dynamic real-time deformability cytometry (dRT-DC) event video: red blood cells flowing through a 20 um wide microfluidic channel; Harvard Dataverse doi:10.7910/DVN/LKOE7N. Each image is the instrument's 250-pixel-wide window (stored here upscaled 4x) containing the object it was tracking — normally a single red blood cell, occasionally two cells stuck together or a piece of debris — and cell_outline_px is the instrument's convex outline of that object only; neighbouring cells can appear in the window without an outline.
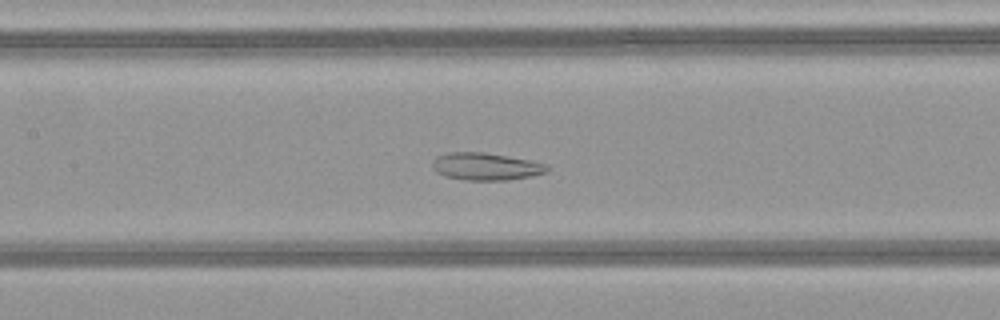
{"species": "common noctule bat (a hibernating species)", "species_latin": "Nyctalus noctula", "temperature_condition": "warm", "stored_images_in_passage": 49, "camera_frame_rate_fps": 3000, "um_per_image_px": 0.085, "animal": {"sex": "female", "body_mass_g": 21.9}, "frame": {"image": 1, "passage_image": 23, "time_ms": 7.333, "image_size_px": [1000, 320], "cell_outline_px": [[548, 172], [532, 176], [508, 180], [464, 180], [444, 176], [436, 172], [432, 168], [432, 160], [436, 156], [448, 152], [484, 152], [528, 160], [548, 164]], "centroid_in_image_um": [41.26, 14.15], "position_along_channel_um": 166.1, "area_um2": 18.44}}
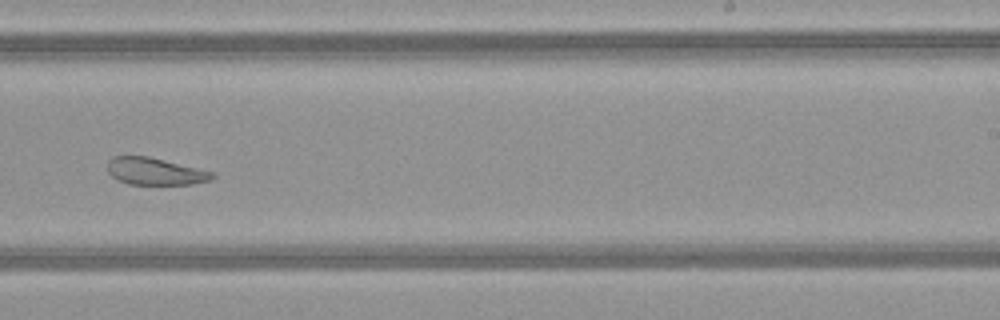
{"frame": {"image": 2, "passage_image": 31, "time_ms": 10.0, "image_size_px": [1000, 320], "cell_outline_px": [[216, 176], [212, 180], [192, 184], [128, 184], [112, 176], [108, 172], [108, 160], [112, 156], [148, 156], [216, 172]], "centroid_in_image_um": [13.23, 14.56], "position_along_channel_um": 275.8, "area_um2": 16.65}}
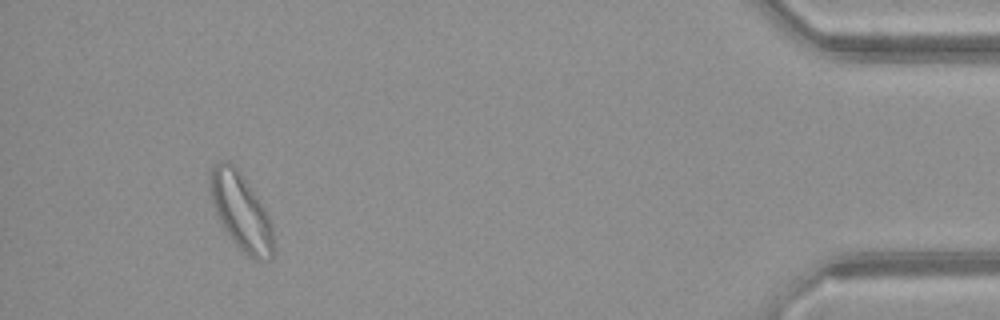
{"frame": {"image": 3, "passage_image": 46, "time_ms": 15.0, "image_size_px": [1000, 320], "cell_outline_px": [[272, 260], [256, 260], [248, 256], [228, 236], [216, 216], [212, 204], [208, 188], [208, 176], [212, 168], [220, 160], [228, 160], [240, 172], [252, 188], [264, 208], [272, 224]], "centroid_in_image_um": [20.43, 17.95], "position_along_channel_um": 414.8, "area_um2": 28.5}, "authors_computed_cell_mechanics": {"area_um2": 24.7384, "velocity_mm_per_s": 4.1391, "shape_relaxation_time_tau1_ms": null, "shape_relaxation_time_tau2_ms": 1.8666, "deformation_change_tau1": null, "deformation_change_tau2": 0.0853}}